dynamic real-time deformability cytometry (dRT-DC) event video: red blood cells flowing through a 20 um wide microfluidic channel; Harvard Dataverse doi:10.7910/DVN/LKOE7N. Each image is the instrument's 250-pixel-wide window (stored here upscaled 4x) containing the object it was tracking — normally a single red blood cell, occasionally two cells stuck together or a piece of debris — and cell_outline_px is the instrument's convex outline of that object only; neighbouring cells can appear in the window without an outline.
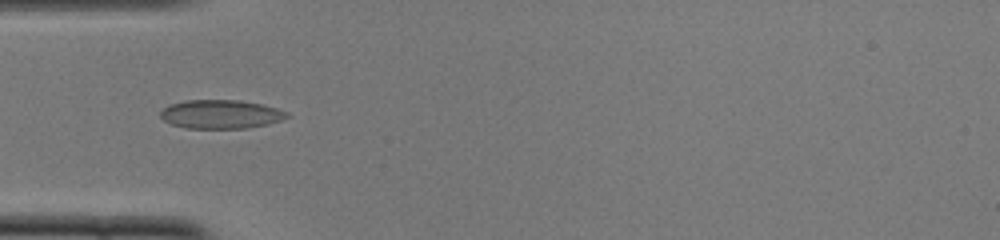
{"species": "common noctule bat (a hibernating species)", "species_latin": "Nyctalus noctula", "temperature_condition": "cold", "stored_images_in_passage": 39, "camera_frame_rate_fps": 3000, "um_per_image_px": 0.085, "animal": {"sex": "female", "body_mass_g": 22.0, "forearm_length_mm": 56.7}, "frame": {"image": 1, "passage_image": 4, "time_ms": 1.0, "image_size_px": [1000, 240], "cell_outline_px": [[292, 116], [268, 124], [248, 128], [184, 128], [172, 124], [164, 120], [160, 116], [160, 112], [168, 104], [184, 100], [240, 100], [264, 104], [288, 112]], "centroid_in_image_um": [18.78, 9.7], "position_along_channel_um": 66.2, "area_um2": 21.39}}
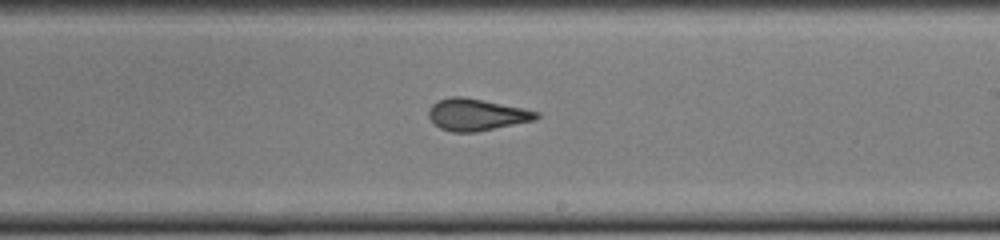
{"frame": {"image": 2, "passage_image": 18, "time_ms": 5.667, "image_size_px": [1000, 240], "cell_outline_px": [[540, 116], [536, 120], [476, 132], [452, 132], [440, 128], [428, 116], [428, 112], [432, 104], [440, 100], [452, 96], [464, 96], [540, 112]], "centroid_in_image_um": [40.51, 9.75], "position_along_channel_um": 248.5, "area_um2": 19.83}}
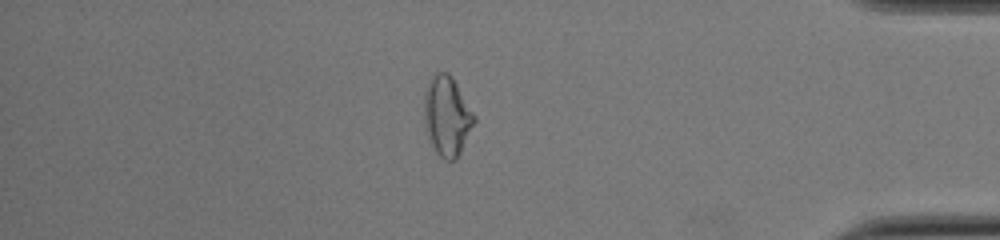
{"frame": {"image": 3, "passage_image": 32, "time_ms": 10.333, "image_size_px": [1000, 240], "cell_outline_px": [[476, 120], [456, 160], [444, 160], [432, 148], [428, 136], [424, 116], [424, 96], [428, 80], [432, 72], [448, 72], [452, 76], [476, 116]], "centroid_in_image_um": [37.98, 9.83], "position_along_channel_um": 397.2, "area_um2": 23.35}, "authors_computed_cell_mechanics": {"area_um2": 20.4612, "velocity_mm_per_s": 3.9062, "shape_relaxation_time_tau1_ms": null, "shape_relaxation_time_tau2_ms": 1.4892, "deformation_change_tau1": null, "deformation_change_tau2": 0.0525}}